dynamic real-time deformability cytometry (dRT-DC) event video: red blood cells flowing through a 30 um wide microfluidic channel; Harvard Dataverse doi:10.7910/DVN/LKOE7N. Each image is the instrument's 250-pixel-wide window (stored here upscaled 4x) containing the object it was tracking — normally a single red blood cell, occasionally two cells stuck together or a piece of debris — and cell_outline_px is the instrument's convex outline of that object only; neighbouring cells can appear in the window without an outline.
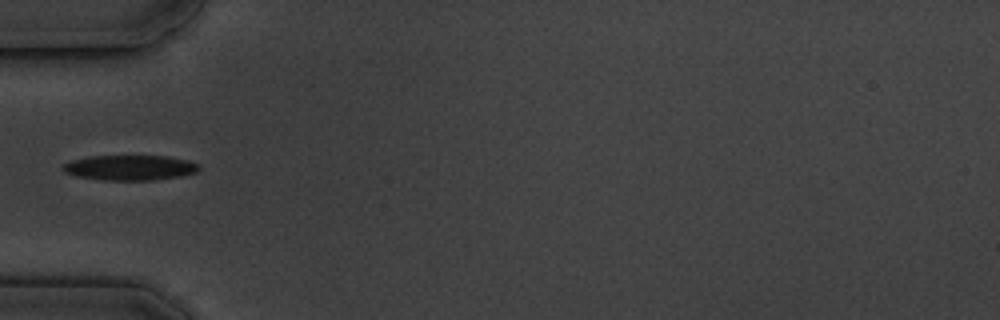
{"species": "common noctule bat (a hibernating species)", "species_latin": "Nyctalus noctula", "temperature_condition": "cold", "stored_images_in_passage": 1, "camera_frame_rate_fps": 3000, "um_per_image_px": 0.085, "animal": {"sex": "male", "body_mass_g": 19.5, "forearm_length_mm": 54.6}, "frame": {"image": 1, "passage_image": 1, "time_ms": 0.0, "image_size_px": [1000, 320], "cell_outline_px": [[200, 168], [196, 172], [180, 176], [152, 180], [100, 180], [76, 176], [64, 172], [60, 168], [60, 164], [72, 160], [88, 156], [168, 156], [188, 160], [200, 164]], "centroid_in_image_um": [11.0, 14.25], "position_along_channel_um": 74.0, "area_um2": 20.17}}